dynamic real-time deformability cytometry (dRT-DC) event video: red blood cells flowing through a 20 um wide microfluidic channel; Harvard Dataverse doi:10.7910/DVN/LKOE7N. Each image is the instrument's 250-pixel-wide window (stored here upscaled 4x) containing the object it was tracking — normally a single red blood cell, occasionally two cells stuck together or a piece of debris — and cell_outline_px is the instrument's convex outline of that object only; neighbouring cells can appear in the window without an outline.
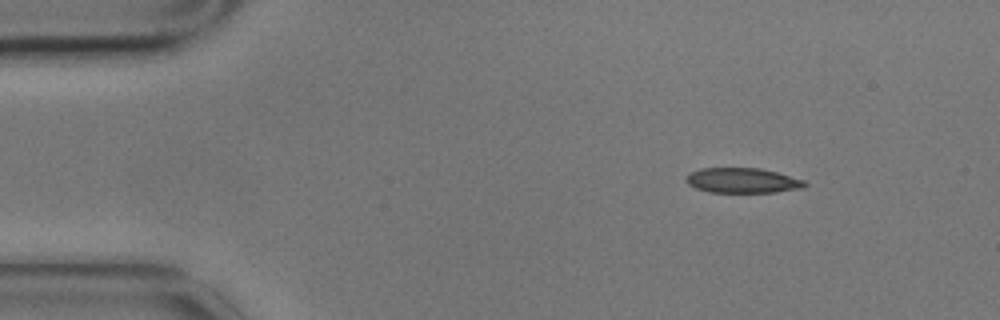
{"species": "common noctule bat (a hibernating species)", "species_latin": "Nyctalus noctula", "temperature_condition": "cold", "stored_images_in_passage": 8, "camera_frame_rate_fps": 3000, "um_per_image_px": 0.085, "animal": {"sex": "male", "body_mass_g": 17.9}, "frame": {"image": 1, "passage_image": 1, "time_ms": 0.0, "image_size_px": [1000, 320], "cell_outline_px": [[808, 184], [804, 188], [776, 192], [708, 192], [696, 188], [688, 184], [684, 180], [684, 176], [700, 168], [760, 168], [776, 172], [804, 180]], "centroid_in_image_um": [63.09, 15.34], "position_along_channel_um": 21.9, "area_um2": 17.4}}
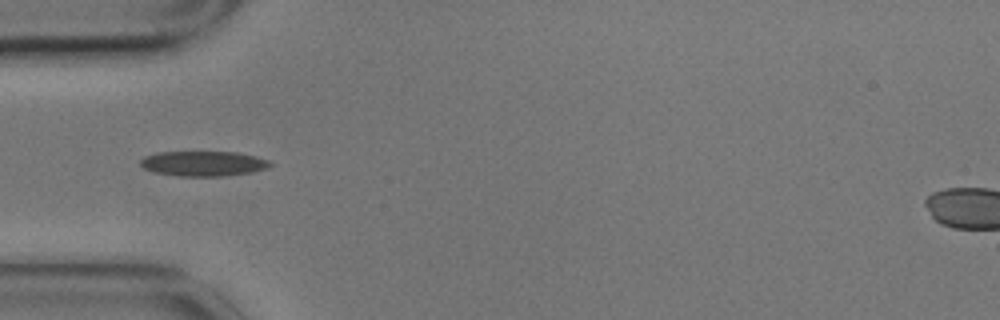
{"frame": {"image": 2, "passage_image": 4, "time_ms": 1.0, "image_size_px": [1000, 320], "cell_outline_px": [[272, 164], [268, 168], [252, 172], [220, 176], [180, 176], [156, 172], [144, 168], [140, 164], [140, 160], [144, 156], [156, 152], [236, 152], [256, 156], [268, 160]], "centroid_in_image_um": [17.29, 13.89], "position_along_channel_um": 67.7, "area_um2": 18.84}}
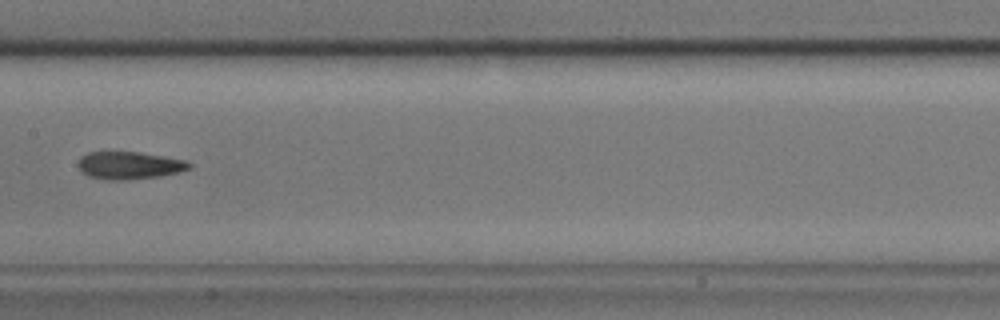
{"frame": {"image": 3, "passage_image": 7, "time_ms": 2.0, "image_size_px": [1000, 320], "cell_outline_px": [[192, 168], [160, 176], [128, 180], [104, 180], [88, 176], [80, 172], [80, 156], [88, 152], [140, 152], [188, 160], [192, 164]], "centroid_in_image_um": [11.01, 14.06], "position_along_channel_um": 196.4, "area_um2": 17.98}}